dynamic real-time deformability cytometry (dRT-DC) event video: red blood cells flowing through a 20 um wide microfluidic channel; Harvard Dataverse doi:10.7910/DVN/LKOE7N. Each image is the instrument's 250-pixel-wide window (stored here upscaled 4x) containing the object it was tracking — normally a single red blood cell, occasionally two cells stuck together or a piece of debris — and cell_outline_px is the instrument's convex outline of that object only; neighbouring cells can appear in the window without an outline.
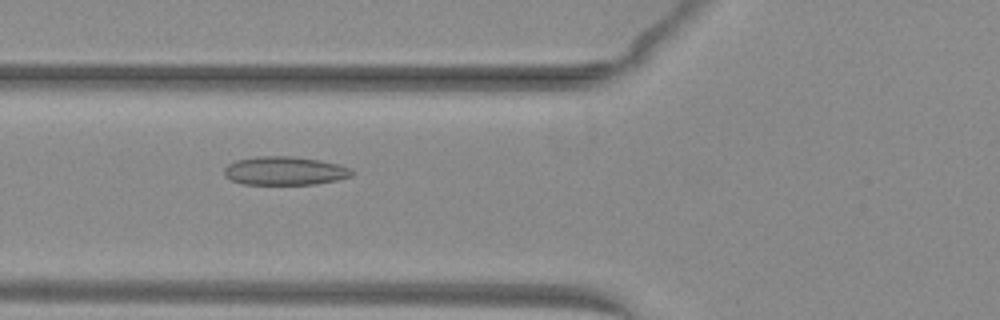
{"species": "common noctule bat (a hibernating species)", "species_latin": "Nyctalus noctula", "temperature_condition": "warm", "stored_images_in_passage": 29, "camera_frame_rate_fps": 3000, "um_per_image_px": 0.085, "animal": {"sex": "female", "body_mass_g": 29.2, "forearm_length_mm": 56.3}, "frame": {"image": 1, "passage_image": 3, "time_ms": 0.667, "image_size_px": [1000, 320], "cell_outline_px": [[356, 172], [352, 176], [336, 180], [316, 184], [244, 184], [232, 180], [224, 176], [224, 168], [228, 164], [236, 160], [256, 156], [292, 156], [320, 160], [340, 164]], "centroid_in_image_um": [24.21, 14.51], "position_along_channel_um": 101.6, "area_um2": 21.33}}
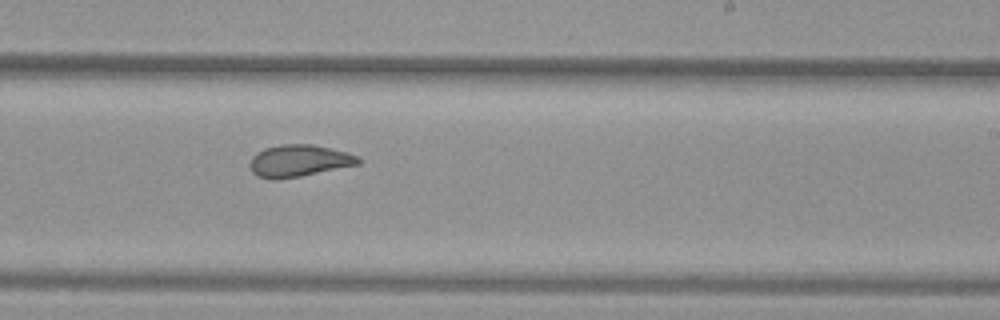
{"frame": {"image": 2, "passage_image": 15, "time_ms": 4.667, "image_size_px": [1000, 320], "cell_outline_px": [[360, 164], [300, 176], [276, 180], [272, 180], [256, 176], [252, 172], [252, 156], [256, 152], [264, 148], [280, 144], [312, 144], [348, 152], [360, 156]], "centroid_in_image_um": [25.42, 13.66], "position_along_channel_um": 263.6, "area_um2": 20.23}}
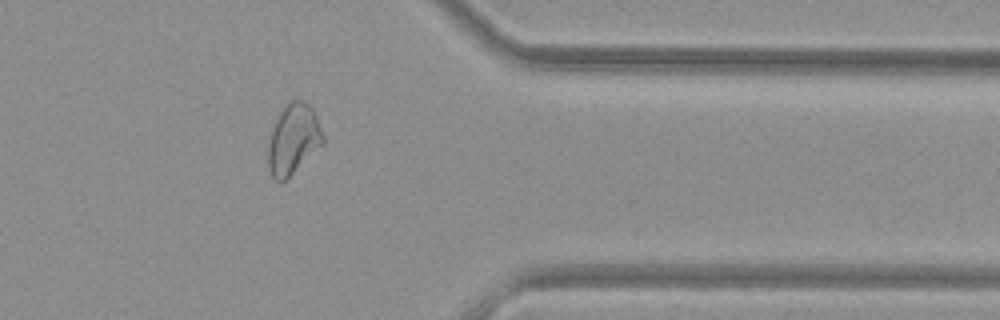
{"frame": {"image": 3, "passage_image": 25, "time_ms": 8.0, "image_size_px": [1000, 320], "cell_outline_px": [[324, 144], [284, 180], [276, 180], [272, 176], [268, 164], [268, 148], [272, 128], [284, 104], [288, 100], [304, 100], [316, 112], [324, 136]], "centroid_in_image_um": [24.96, 11.77], "position_along_channel_um": 386.4, "area_um2": 22.37}, "authors_computed_cell_mechanics": {"area_um2": 20.5768, "velocity_mm_per_s": 4.0473, "shape_relaxation_time_tau1_ms": 9.5009, "shape_relaxation_time_tau2_ms": 1.6374, "deformation_change_tau1": 0.2242, "deformation_change_tau2": 0.0768}}